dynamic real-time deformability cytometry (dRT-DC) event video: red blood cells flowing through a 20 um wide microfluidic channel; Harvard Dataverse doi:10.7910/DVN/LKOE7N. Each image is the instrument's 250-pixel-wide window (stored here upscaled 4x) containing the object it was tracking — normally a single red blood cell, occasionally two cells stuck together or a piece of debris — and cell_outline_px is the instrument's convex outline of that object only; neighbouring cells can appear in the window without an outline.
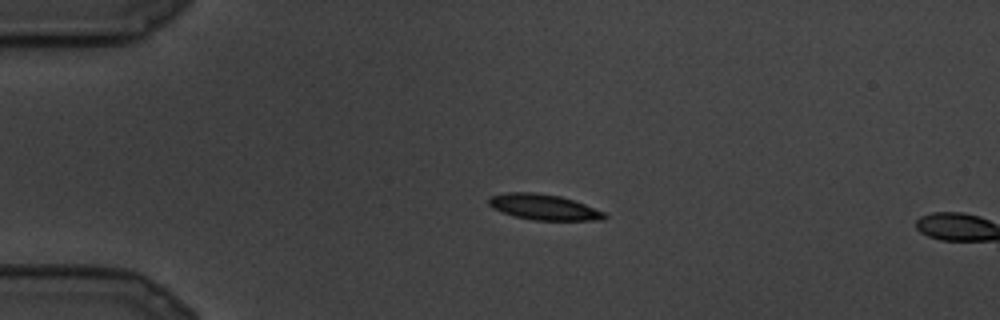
{"species": "common noctule bat (a hibernating species)", "species_latin": "Nyctalus noctula", "temperature_condition": "cold", "stored_images_in_passage": 3, "camera_frame_rate_fps": 3000, "um_per_image_px": 0.085, "animal": {"sex": "male", "body_mass_g": 19.5, "forearm_length_mm": 54.6}, "frame": {"image": 1, "passage_image": 2, "time_ms": 0.333, "image_size_px": [1000, 320], "cell_outline_px": [[608, 216], [604, 220], [532, 220], [516, 216], [492, 208], [488, 204], [488, 200], [492, 196], [504, 192], [536, 192], [560, 196], [584, 204], [604, 212]], "centroid_in_image_um": [46.22, 17.6], "position_along_channel_um": 38.8, "area_um2": 17.17}}